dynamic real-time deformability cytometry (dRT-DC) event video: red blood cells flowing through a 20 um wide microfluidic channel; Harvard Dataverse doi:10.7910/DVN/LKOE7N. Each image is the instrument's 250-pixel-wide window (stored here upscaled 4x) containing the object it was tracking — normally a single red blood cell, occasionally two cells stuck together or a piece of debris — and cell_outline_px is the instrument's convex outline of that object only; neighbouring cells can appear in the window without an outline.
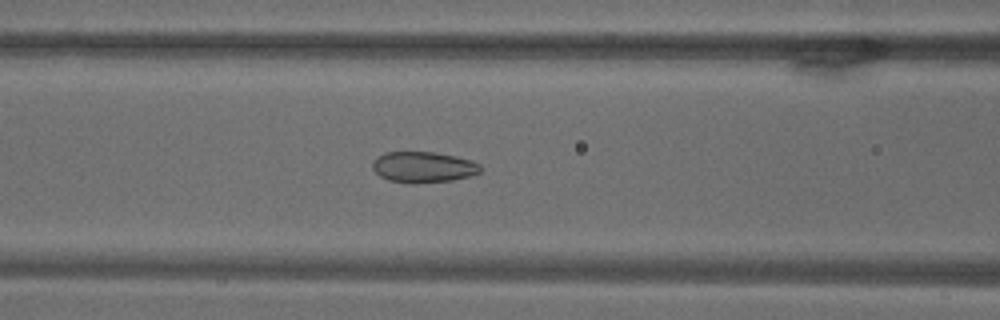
{"species": "common noctule bat (a hibernating species)", "species_latin": "Nyctalus noctula", "temperature_condition": "warm", "stored_images_in_passage": 71, "camera_frame_rate_fps": 3000, "um_per_image_px": 0.085, "animal": {"sex": "male", "body_mass_g": 18.8}, "frame": {"image": 1, "passage_image": 30, "time_ms": 9.667, "image_size_px": [1000, 320], "cell_outline_px": [[480, 172], [472, 176], [452, 180], [412, 184], [408, 184], [388, 180], [380, 176], [372, 168], [372, 160], [376, 156], [384, 152], [432, 152], [456, 156], [472, 160], [480, 164]], "centroid_in_image_um": [35.96, 14.21], "position_along_channel_um": 130.6, "area_um2": 19.71}}
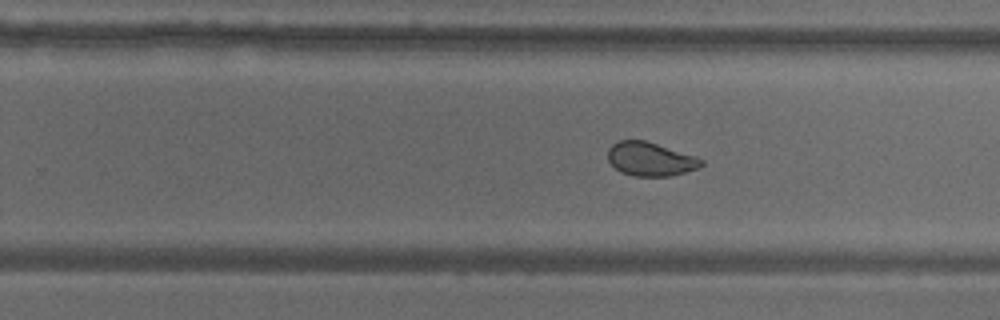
{"frame": {"image": 2, "passage_image": 45, "time_ms": 14.667, "image_size_px": [1000, 320], "cell_outline_px": [[704, 164], [700, 168], [668, 176], [632, 176], [620, 172], [608, 160], [608, 148], [612, 144], [620, 140], [644, 140], [696, 156], [704, 160]], "centroid_in_image_um": [55.29, 13.52], "position_along_channel_um": 274.5, "area_um2": 18.38}}
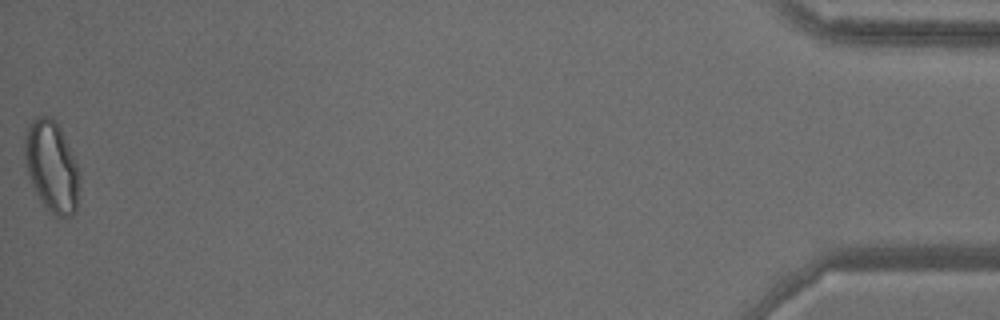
{"frame": {"image": 3, "passage_image": 71, "time_ms": 23.333, "image_size_px": [1000, 320], "cell_outline_px": [[80, 184], [76, 212], [72, 216], [56, 216], [44, 208], [32, 184], [28, 172], [24, 156], [24, 136], [28, 124], [36, 116], [52, 116], [56, 120], [60, 128], [76, 164], [80, 176]], "centroid_in_image_um": [4.39, 14.16], "position_along_channel_um": 430.8, "area_um2": 29.25}}